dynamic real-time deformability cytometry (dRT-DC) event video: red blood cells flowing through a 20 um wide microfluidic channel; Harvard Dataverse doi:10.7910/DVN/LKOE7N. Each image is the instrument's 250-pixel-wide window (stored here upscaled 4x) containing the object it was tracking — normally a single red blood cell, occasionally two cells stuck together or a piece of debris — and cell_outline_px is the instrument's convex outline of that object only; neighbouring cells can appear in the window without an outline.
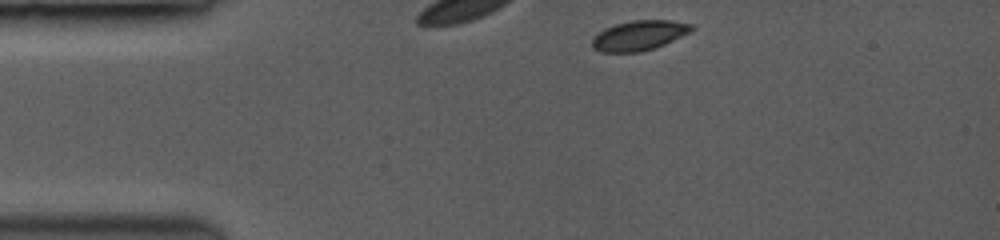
{"species": "common noctule bat (a hibernating species)", "species_latin": "Nyctalus noctula", "temperature_condition": "room temperature", "stored_images_in_passage": 7, "camera_frame_rate_fps": 3500, "um_per_image_px": 0.085, "animal": {"sex": "female", "body_mass_g": 19.0, "forearm_length_mm": 53.3}, "frame": {"image": 1, "passage_image": 1, "time_ms": 0.0, "image_size_px": [1000, 240], "cell_outline_px": [[692, 28], [688, 32], [664, 44], [652, 48], [636, 52], [604, 52], [592, 48], [592, 40], [604, 28], [616, 24], [632, 20], [668, 20], [692, 24]], "centroid_in_image_um": [54.28, 3.0], "position_along_channel_um": 30.7, "area_um2": 16.82}}